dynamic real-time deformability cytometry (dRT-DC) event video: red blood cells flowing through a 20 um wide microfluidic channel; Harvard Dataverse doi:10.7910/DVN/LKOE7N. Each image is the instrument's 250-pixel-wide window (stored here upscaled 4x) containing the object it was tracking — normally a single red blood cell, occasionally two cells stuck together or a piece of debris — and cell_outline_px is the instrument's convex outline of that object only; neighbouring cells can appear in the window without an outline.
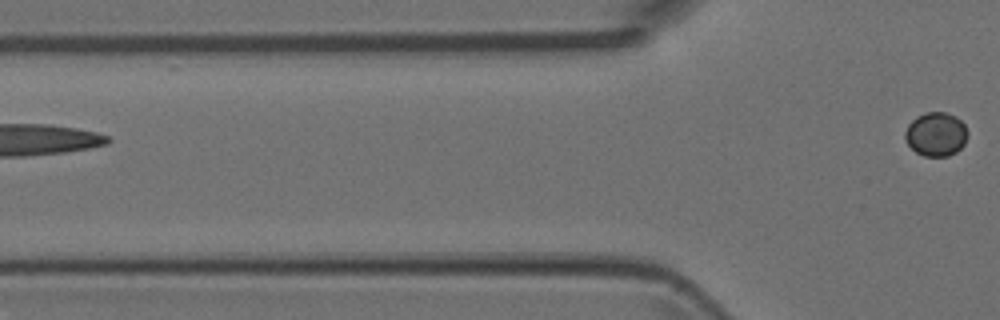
{"species": "Egyptian fruit bat (a non-hibernating species)", "species_latin": "Rousettus aegyptiacus", "temperature_condition": "room temperature", "stored_images_in_passage": 6, "segment_of_instrument_passage": [2, 2], "camera_frame_rate_fps": 3000, "um_per_image_px": 0.085, "animal": {"sex": "female"}, "frame": {"image": 1, "passage_image": 6, "time_ms": 1.667, "image_size_px": [1000, 320], "cell_outline_px": [[968, 136], [964, 144], [956, 152], [948, 156], [924, 156], [916, 152], [904, 140], [904, 132], [908, 124], [916, 116], [924, 112], [944, 112], [956, 116], [964, 124], [968, 132]], "centroid_in_image_um": [79.55, 11.4], "position_along_channel_um": 46.3, "area_um2": 16.18}}